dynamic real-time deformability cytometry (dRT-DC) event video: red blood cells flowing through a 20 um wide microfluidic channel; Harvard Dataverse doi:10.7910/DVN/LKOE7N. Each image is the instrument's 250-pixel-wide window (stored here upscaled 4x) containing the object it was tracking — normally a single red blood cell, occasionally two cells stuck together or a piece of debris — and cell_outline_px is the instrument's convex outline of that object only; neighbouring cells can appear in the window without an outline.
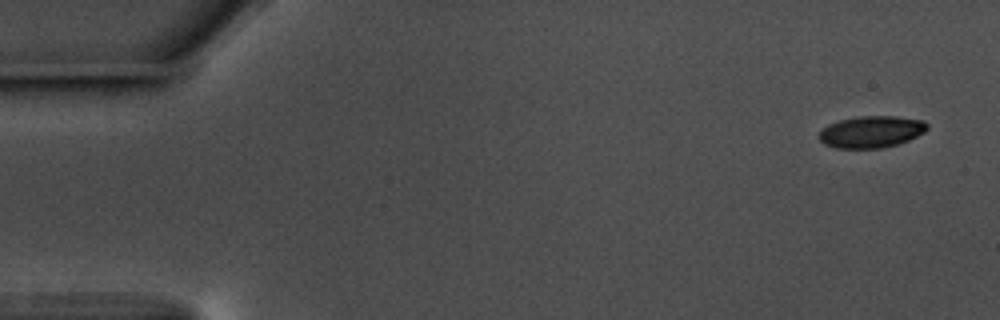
{"species": "common noctule bat (a hibernating species)", "species_latin": "Nyctalus noctula", "temperature_condition": "warm", "stored_images_in_passage": 30, "camera_frame_rate_fps": 3000, "um_per_image_px": 0.085, "animal": {"sex": "male", "body_mass_g": 17.5, "forearm_length_mm": 52.3}, "frame": {"image": 1, "passage_image": 1, "time_ms": 0.0, "image_size_px": [1000, 320], "cell_outline_px": [[928, 128], [924, 132], [908, 140], [896, 144], [880, 148], [836, 148], [824, 144], [820, 140], [820, 128], [828, 124], [840, 120], [856, 116], [896, 116], [924, 120], [928, 124]], "centroid_in_image_um": [74.05, 11.19], "position_along_channel_um": 11.0, "area_um2": 20.06}}
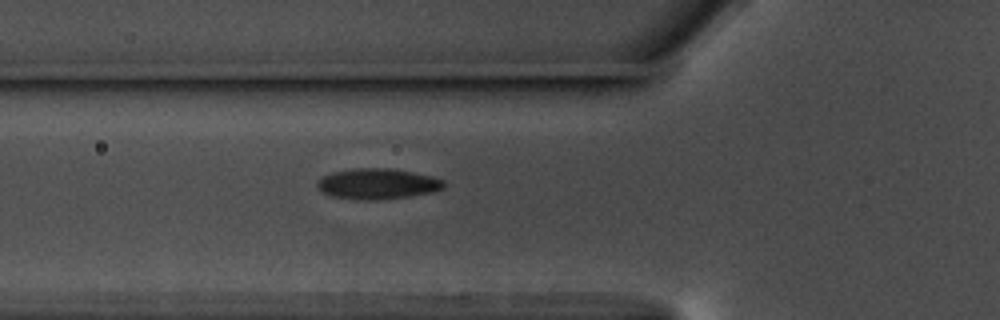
{"frame": {"image": 2, "passage_image": 19, "time_ms": 6.0, "image_size_px": [1000, 320], "cell_outline_px": [[444, 188], [432, 192], [408, 196], [376, 200], [364, 200], [332, 196], [324, 192], [316, 184], [324, 176], [332, 172], [356, 168], [388, 168], [412, 172], [432, 176], [444, 180]], "centroid_in_image_um": [32.12, 15.62], "position_along_channel_um": 93.7, "area_um2": 22.25}}
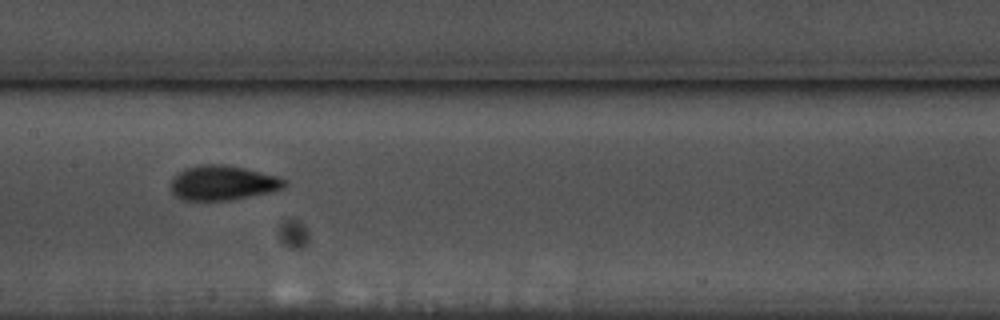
{"frame": {"image": 3, "passage_image": 27, "time_ms": 8.667, "image_size_px": [1000, 320], "cell_outline_px": [[288, 184], [284, 188], [272, 192], [228, 200], [184, 200], [176, 196], [172, 192], [172, 180], [184, 168], [200, 164], [224, 164], [244, 168], [280, 176], [288, 180]], "centroid_in_image_um": [19.01, 15.53], "position_along_channel_um": 188.4, "area_um2": 23.06}}